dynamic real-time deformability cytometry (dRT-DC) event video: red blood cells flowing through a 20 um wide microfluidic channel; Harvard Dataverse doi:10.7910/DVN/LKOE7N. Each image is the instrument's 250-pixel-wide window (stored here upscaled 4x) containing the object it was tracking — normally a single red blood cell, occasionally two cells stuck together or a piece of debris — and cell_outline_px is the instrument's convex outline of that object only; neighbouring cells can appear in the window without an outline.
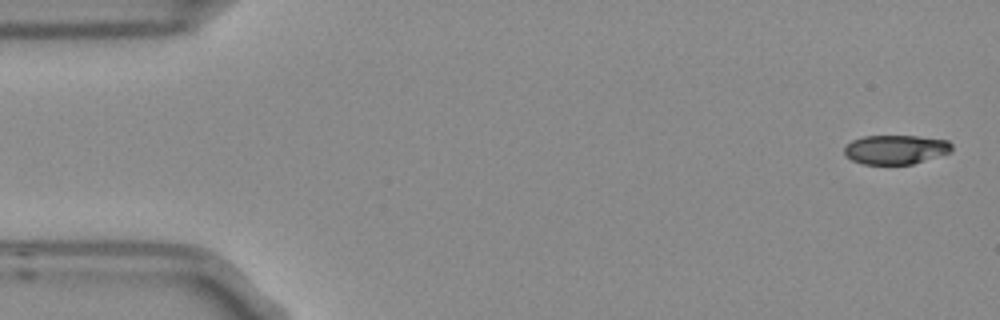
{"species": "Egyptian fruit bat (a non-hibernating species)", "species_latin": "Rousettus aegyptiacus", "temperature_condition": "room temperature", "stored_images_in_passage": 6, "camera_frame_rate_fps": 3000, "um_per_image_px": 0.085, "frame": {"image": 1, "passage_image": 1, "time_ms": 0.0, "image_size_px": [1000, 320], "cell_outline_px": [[952, 148], [948, 152], [912, 164], [864, 164], [852, 160], [844, 156], [844, 148], [852, 140], [864, 136], [916, 136], [948, 140], [952, 144]], "centroid_in_image_um": [76.09, 12.7], "position_along_channel_um": 8.9, "area_um2": 18.09}}
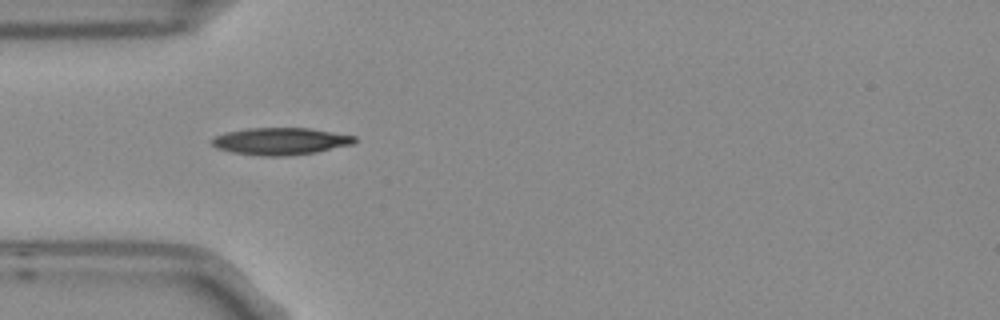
{"frame": {"image": 2, "passage_image": 5, "time_ms": 1.333, "image_size_px": [1000, 320], "cell_outline_px": [[356, 140], [352, 144], [316, 152], [288, 156], [260, 156], [232, 152], [216, 148], [212, 144], [212, 140], [216, 136], [228, 132], [248, 128], [308, 128], [356, 136]], "centroid_in_image_um": [23.84, 12.01], "position_along_channel_um": 61.2, "area_um2": 22.37}}
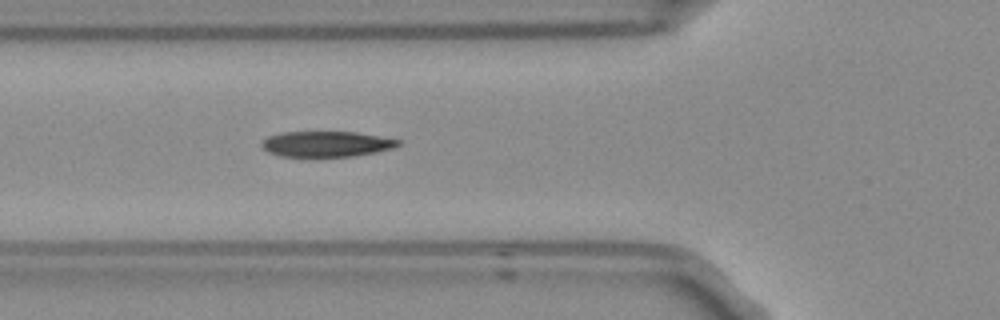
{"frame": {"image": 3, "passage_image": 6, "time_ms": 1.667, "image_size_px": [1000, 320], "cell_outline_px": [[400, 144], [392, 148], [376, 152], [352, 156], [280, 156], [268, 152], [260, 148], [260, 144], [268, 136], [280, 132], [356, 132], [400, 140]], "centroid_in_image_um": [27.69, 12.23], "position_along_channel_um": 98.1, "area_um2": 20.23}}